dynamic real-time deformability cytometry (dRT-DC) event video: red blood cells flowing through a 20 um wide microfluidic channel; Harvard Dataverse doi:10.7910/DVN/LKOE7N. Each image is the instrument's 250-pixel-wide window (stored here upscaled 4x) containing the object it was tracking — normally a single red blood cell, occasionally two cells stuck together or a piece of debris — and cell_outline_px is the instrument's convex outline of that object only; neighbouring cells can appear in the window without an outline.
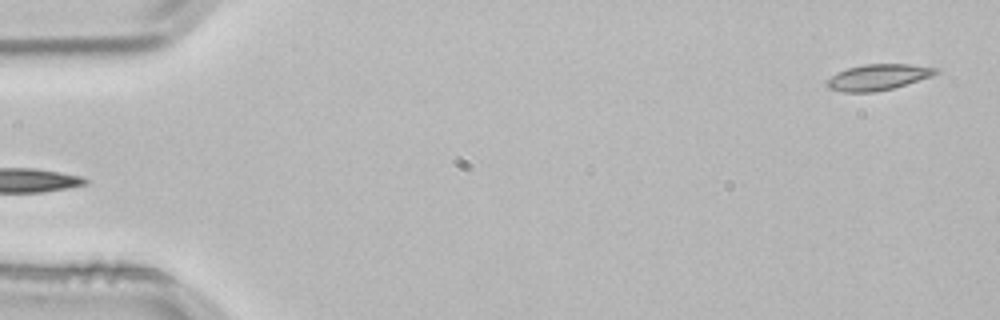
{"species": "common noctule bat (a hibernating species)", "species_latin": "Nyctalus noctula", "temperature_condition": "room temperature", "stored_images_in_passage": 5, "camera_frame_rate_fps": 3000, "um_per_image_px": 0.085, "animal": {"sex": "male", "body_mass_g": 21.5, "forearm_length_mm": 52.0}, "frame": {"image": 1, "passage_image": 5, "time_ms": 1.333, "image_size_px": [1000, 320], "cell_outline_px": [[940, 72], [932, 76], [892, 88], [876, 92], [844, 92], [828, 88], [828, 80], [836, 72], [848, 68], [864, 64], [908, 64], [940, 68]], "centroid_in_image_um": [74.67, 6.55], "position_along_channel_um": 10.3, "area_um2": 16.36}}